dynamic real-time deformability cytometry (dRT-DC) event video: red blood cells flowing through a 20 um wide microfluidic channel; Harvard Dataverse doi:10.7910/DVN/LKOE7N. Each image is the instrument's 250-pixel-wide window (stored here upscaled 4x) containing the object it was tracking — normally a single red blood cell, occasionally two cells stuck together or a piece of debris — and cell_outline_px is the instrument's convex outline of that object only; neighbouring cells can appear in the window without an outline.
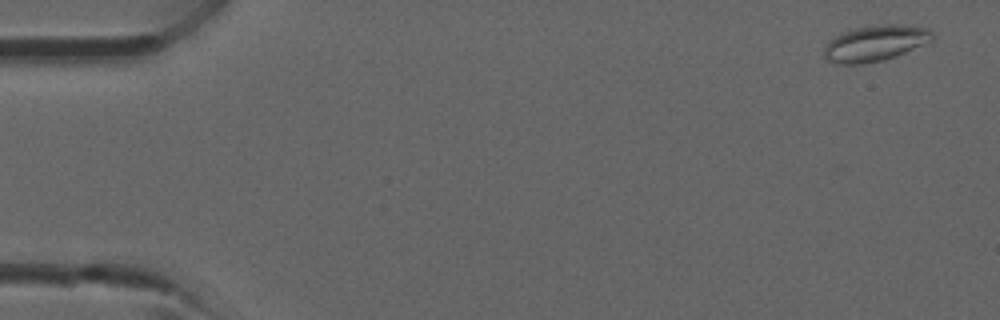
{"species": "common noctule bat (a hibernating species)", "species_latin": "Nyctalus noctula", "temperature_condition": "room temperature", "stored_images_in_passage": 12, "camera_frame_rate_fps": 3000, "um_per_image_px": 0.085, "animal": {"sex": "male", "forearm_length_mm": 52.5}, "frame": {"image": 1, "passage_image": 2, "time_ms": 0.333, "image_size_px": [1000, 320], "cell_outline_px": [[936, 36], [932, 40], [904, 52], [880, 60], [860, 64], [840, 64], [828, 60], [824, 56], [824, 48], [828, 40], [840, 32], [856, 28], [876, 24], [908, 24], [928, 28]], "centroid_in_image_um": [74.37, 3.64], "position_along_channel_um": 10.6, "area_um2": 22.6}}